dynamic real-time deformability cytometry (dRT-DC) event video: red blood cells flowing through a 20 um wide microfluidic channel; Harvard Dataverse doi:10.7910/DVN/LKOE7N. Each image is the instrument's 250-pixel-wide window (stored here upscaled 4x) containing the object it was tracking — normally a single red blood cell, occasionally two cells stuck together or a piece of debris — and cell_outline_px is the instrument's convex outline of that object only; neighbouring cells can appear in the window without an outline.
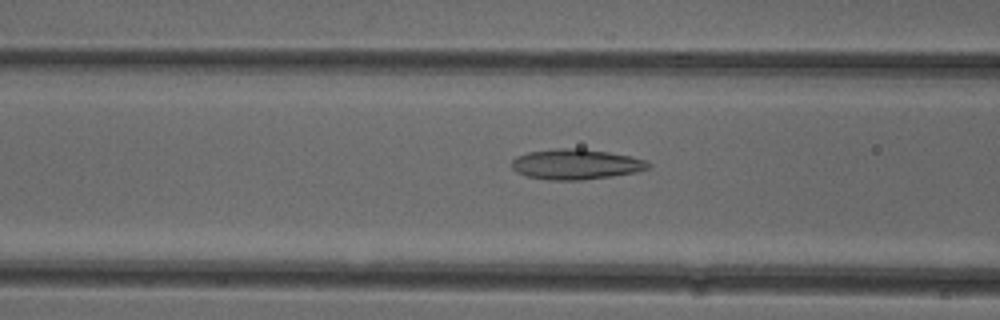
{"species": "common noctule bat (a hibernating species)", "species_latin": "Nyctalus noctula", "temperature_condition": "cold", "stored_images_in_passage": 45, "camera_frame_rate_fps": 3000, "um_per_image_px": 0.085, "animal": {"sex": "female"}, "frame": {"image": 1, "passage_image": 14, "time_ms": 4.333, "image_size_px": [1000, 320], "cell_outline_px": [[652, 168], [636, 172], [612, 176], [580, 180], [548, 180], [528, 176], [516, 172], [512, 168], [512, 160], [516, 156], [528, 152], [556, 148], [580, 148], [608, 152], [632, 156], [648, 160], [652, 164]], "centroid_in_image_um": [49.0, 13.96], "position_along_channel_um": 117.6, "area_um2": 24.39}}
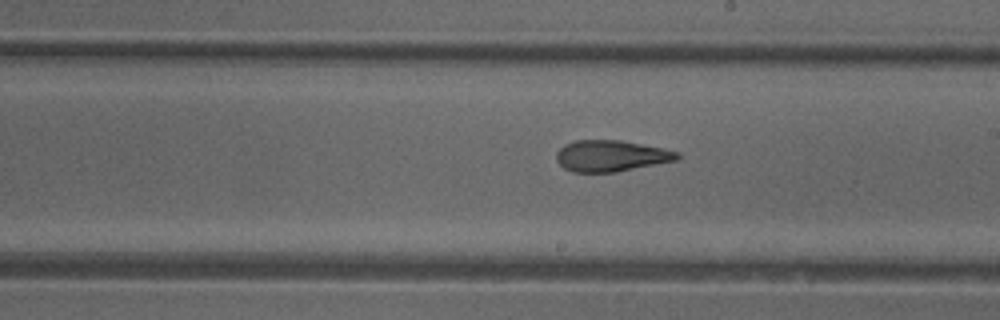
{"frame": {"image": 2, "passage_image": 23, "time_ms": 7.333, "image_size_px": [1000, 320], "cell_outline_px": [[680, 156], [676, 160], [616, 172], [572, 172], [564, 168], [556, 160], [556, 152], [564, 144], [576, 140], [620, 140], [680, 152]], "centroid_in_image_um": [51.89, 13.25], "position_along_channel_um": 237.1, "area_um2": 21.85}}
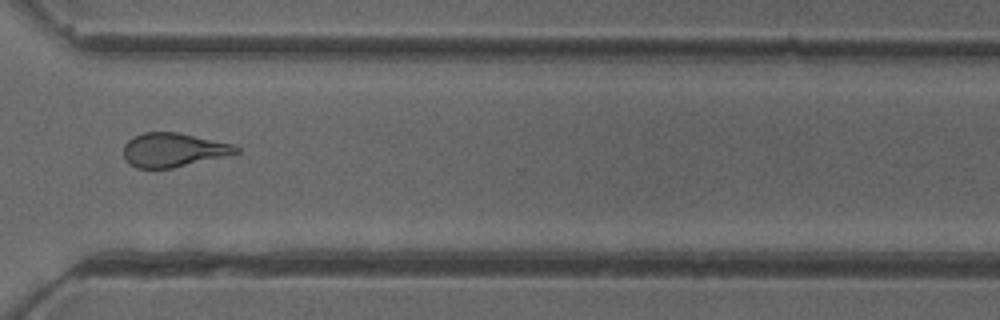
{"frame": {"image": 3, "passage_image": 32, "time_ms": 10.333, "image_size_px": [1000, 320], "cell_outline_px": [[240, 152], [172, 168], [136, 168], [128, 164], [124, 156], [124, 144], [128, 140], [144, 132], [180, 132], [232, 144], [240, 148]], "centroid_in_image_um": [14.71, 12.74], "position_along_channel_um": 355.9, "area_um2": 22.08}, "authors_computed_cell_mechanics": {"area_um2": 22.831, "velocity_mm_per_s": 3.9773, "shape_relaxation_time_tau1_ms": null, "shape_relaxation_time_tau2_ms": 2.3285, "deformation_change_tau1": null, "deformation_change_tau2": 0.1202}}